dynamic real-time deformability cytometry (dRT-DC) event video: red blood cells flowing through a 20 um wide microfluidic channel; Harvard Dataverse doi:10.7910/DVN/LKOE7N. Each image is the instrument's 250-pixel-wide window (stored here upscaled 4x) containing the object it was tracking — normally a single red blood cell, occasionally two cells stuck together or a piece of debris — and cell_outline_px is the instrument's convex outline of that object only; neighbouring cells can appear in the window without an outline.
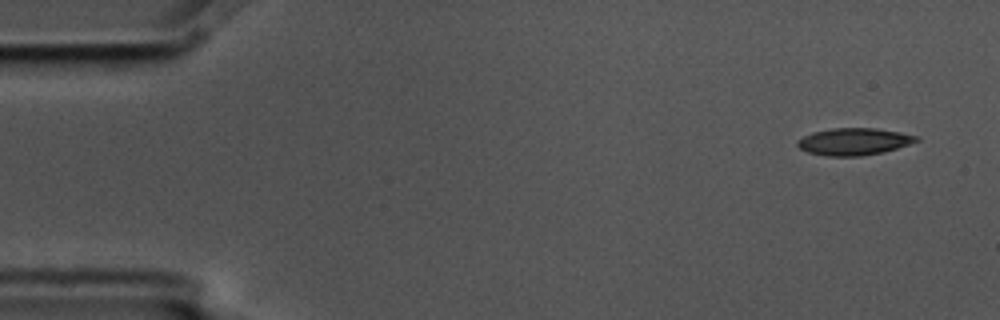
{"species": "common noctule bat (a hibernating species)", "species_latin": "Nyctalus noctula", "temperature_condition": "cold", "stored_images_in_passage": 6, "camera_frame_rate_fps": 3000, "um_per_image_px": 0.085, "animal": {"sex": "male", "body_mass_g": 17.5, "forearm_length_mm": 52.3}, "frame": {"image": 1, "passage_image": 1, "time_ms": 0.0, "image_size_px": [1000, 320], "cell_outline_px": [[920, 140], [884, 152], [860, 156], [828, 156], [808, 152], [800, 148], [796, 144], [796, 140], [812, 132], [832, 128], [876, 128], [900, 132], [920, 136]], "centroid_in_image_um": [72.58, 12.03], "position_along_channel_um": 12.4, "area_um2": 18.79}}
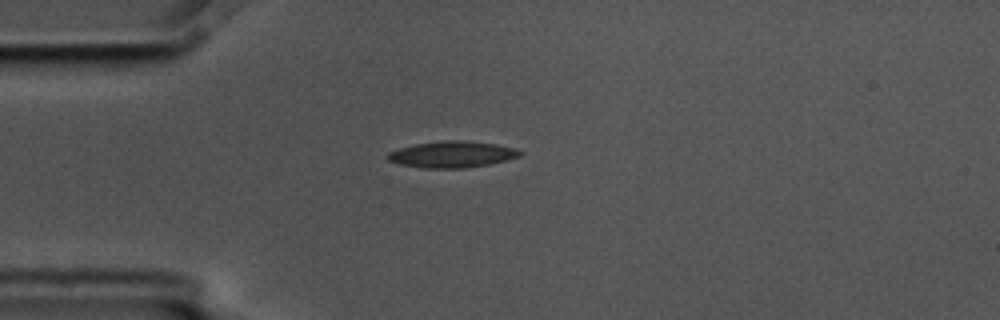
{"frame": {"image": 2, "passage_image": 4, "time_ms": 1.0, "image_size_px": [1000, 320], "cell_outline_px": [[524, 152], [520, 156], [508, 160], [468, 168], [424, 168], [400, 164], [388, 160], [384, 156], [388, 152], [400, 148], [416, 144], [444, 140], [460, 140], [496, 144], [516, 148]], "centroid_in_image_um": [38.44, 13.12], "position_along_channel_um": 46.6, "area_um2": 20.4}}